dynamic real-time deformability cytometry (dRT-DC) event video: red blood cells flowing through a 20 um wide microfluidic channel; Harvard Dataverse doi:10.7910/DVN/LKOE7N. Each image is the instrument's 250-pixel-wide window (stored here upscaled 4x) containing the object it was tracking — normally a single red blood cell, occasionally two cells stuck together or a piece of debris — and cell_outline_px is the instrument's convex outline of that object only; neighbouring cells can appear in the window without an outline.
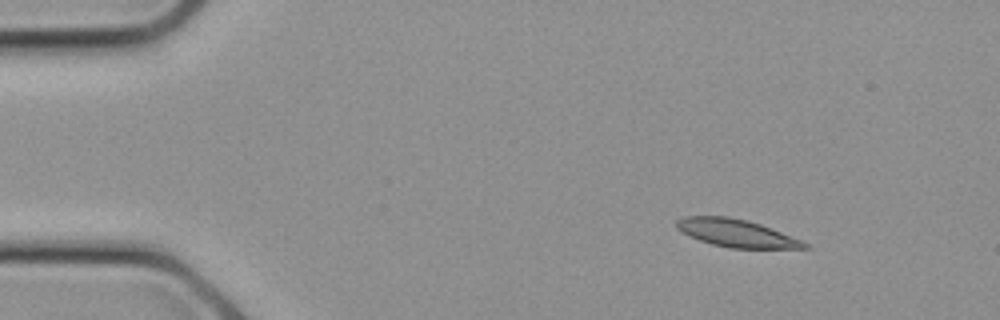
{"species": "common noctule bat (a hibernating species)", "species_latin": "Nyctalus noctula", "temperature_condition": "cold", "stored_images_in_passage": 7, "camera_frame_rate_fps": 3000, "um_per_image_px": 0.085, "animal": {"sex": "female", "body_mass_g": 21.9}, "frame": {"image": 1, "passage_image": 1, "time_ms": 0.0, "image_size_px": [1000, 320], "cell_outline_px": [[812, 248], [728, 248], [712, 244], [688, 236], [676, 228], [676, 220], [684, 216], [728, 216], [748, 220], [760, 224], [800, 240], [808, 244]], "centroid_in_image_um": [62.54, 19.81], "position_along_channel_um": 22.5, "area_um2": 20.52}}
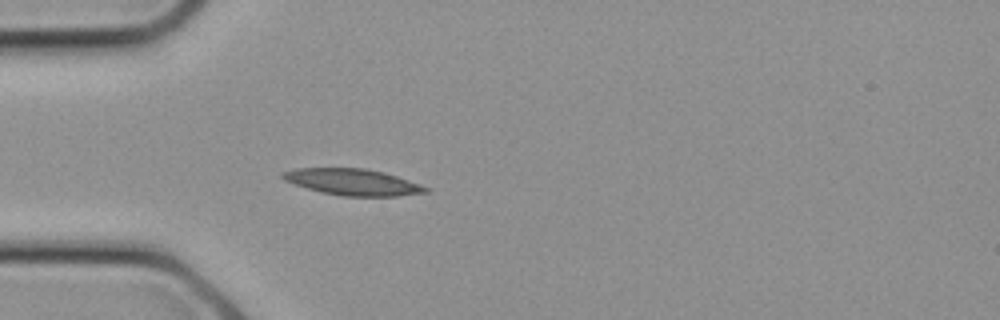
{"frame": {"image": 2, "passage_image": 5, "time_ms": 1.333, "image_size_px": [1000, 320], "cell_outline_px": [[432, 188], [428, 192], [400, 196], [340, 196], [320, 192], [284, 180], [280, 176], [280, 172], [296, 168], [364, 168], [384, 172]], "centroid_in_image_um": [29.99, 15.47], "position_along_channel_um": 55.0, "area_um2": 22.08}}
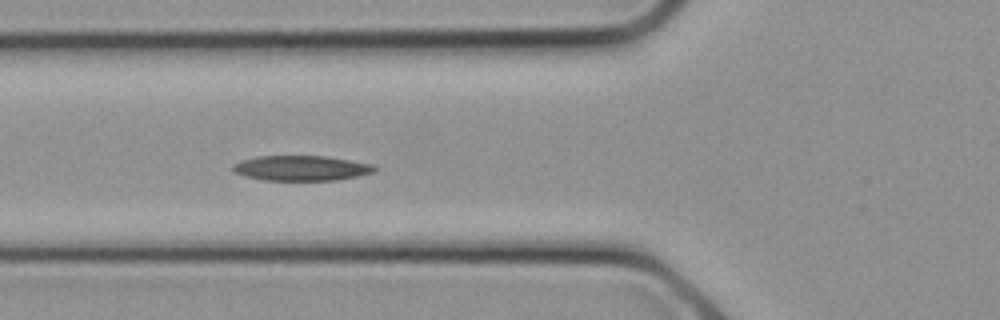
{"frame": {"image": 3, "passage_image": 7, "time_ms": 2.0, "image_size_px": [1000, 320], "cell_outline_px": [[376, 168], [372, 172], [356, 176], [336, 180], [264, 180], [244, 176], [232, 172], [232, 164], [240, 160], [256, 156], [328, 156], [372, 164]], "centroid_in_image_um": [25.53, 14.28], "position_along_channel_um": 100.3, "area_um2": 20.75}}